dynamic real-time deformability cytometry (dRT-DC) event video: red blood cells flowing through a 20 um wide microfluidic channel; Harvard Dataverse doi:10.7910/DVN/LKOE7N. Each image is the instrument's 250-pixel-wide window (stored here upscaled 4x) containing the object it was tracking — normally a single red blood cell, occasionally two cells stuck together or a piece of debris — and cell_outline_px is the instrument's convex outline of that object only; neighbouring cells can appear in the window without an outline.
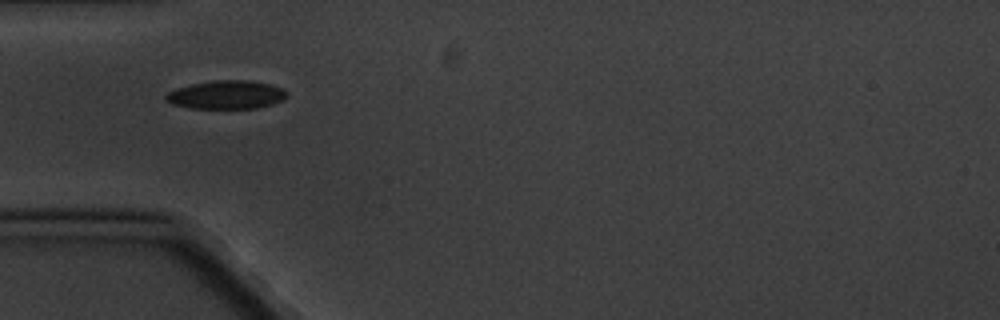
{"species": "common noctule bat (a hibernating species)", "species_latin": "Nyctalus noctula", "temperature_condition": "cold", "stored_images_in_passage": 5, "camera_frame_rate_fps": 3000, "um_per_image_px": 0.085, "animal": {"sex": "male", "body_mass_g": 20.1, "forearm_length_mm": 53.5}, "frame": {"image": 1, "passage_image": 1, "time_ms": 0.0, "image_size_px": [1000, 320], "cell_outline_px": [[288, 92], [284, 100], [272, 104], [256, 108], [192, 108], [172, 104], [164, 100], [164, 96], [168, 92], [176, 88], [192, 84], [216, 80], [248, 80], [272, 84], [284, 88]], "centroid_in_image_um": [19.26, 8.05], "position_along_channel_um": 65.7, "area_um2": 20.17}}